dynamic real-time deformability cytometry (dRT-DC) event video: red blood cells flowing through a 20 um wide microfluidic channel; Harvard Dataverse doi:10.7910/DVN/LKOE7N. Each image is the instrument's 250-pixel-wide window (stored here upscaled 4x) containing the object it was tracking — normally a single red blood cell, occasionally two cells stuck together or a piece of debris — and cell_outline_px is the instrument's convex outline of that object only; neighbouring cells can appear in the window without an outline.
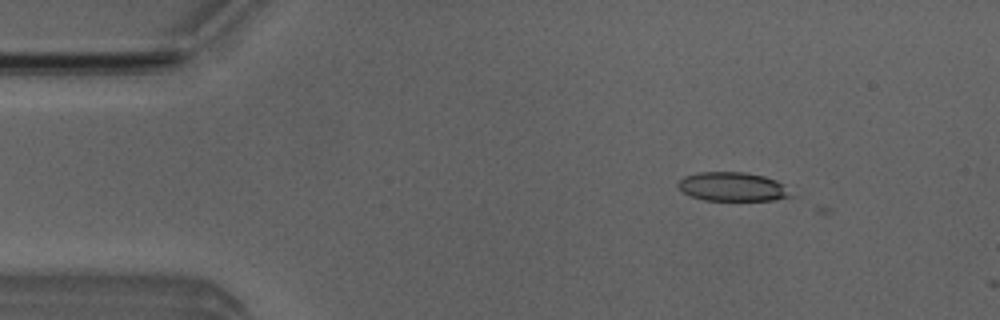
{"species": "Egyptian fruit bat (a non-hibernating species)", "species_latin": "Rousettus aegyptiacus", "temperature_condition": "room temperature", "stored_images_in_passage": 3, "camera_frame_rate_fps": 3000, "um_per_image_px": 0.085, "animal": {"sex": "male"}, "frame": {"image": 1, "passage_image": 2, "time_ms": 0.333, "image_size_px": [1000, 320], "cell_outline_px": [[792, 196], [772, 200], [704, 200], [692, 196], [684, 192], [676, 184], [684, 176], [700, 172], [744, 172], [764, 176], [776, 180]], "centroid_in_image_um": [62.21, 15.86], "position_along_channel_um": 22.8, "area_um2": 18.61}}